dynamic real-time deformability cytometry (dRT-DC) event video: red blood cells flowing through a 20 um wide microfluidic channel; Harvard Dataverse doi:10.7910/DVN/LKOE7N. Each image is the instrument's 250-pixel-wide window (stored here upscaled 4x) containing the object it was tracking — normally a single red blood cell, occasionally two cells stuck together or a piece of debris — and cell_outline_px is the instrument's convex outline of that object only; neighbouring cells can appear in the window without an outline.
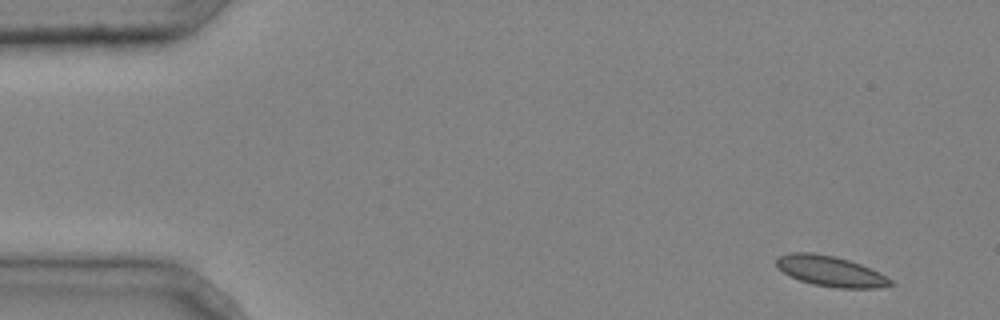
{"species": "common noctule bat (a hibernating species)", "species_latin": "Nyctalus noctula", "temperature_condition": "cold", "stored_images_in_passage": 4, "camera_frame_rate_fps": 3000, "um_per_image_px": 0.085, "animal": {"sex": "male", "body_mass_g": 20.4}, "frame": {"image": 1, "passage_image": 1, "time_ms": 0.0, "image_size_px": [1000, 320], "cell_outline_px": [[896, 284], [880, 288], [836, 288], [812, 284], [800, 280], [784, 272], [776, 264], [776, 260], [780, 256], [792, 252], [812, 252], [832, 256], [848, 260], [860, 264], [880, 272], [892, 280]], "centroid_in_image_um": [70.65, 23.06], "position_along_channel_um": 14.3, "area_um2": 20.11}}
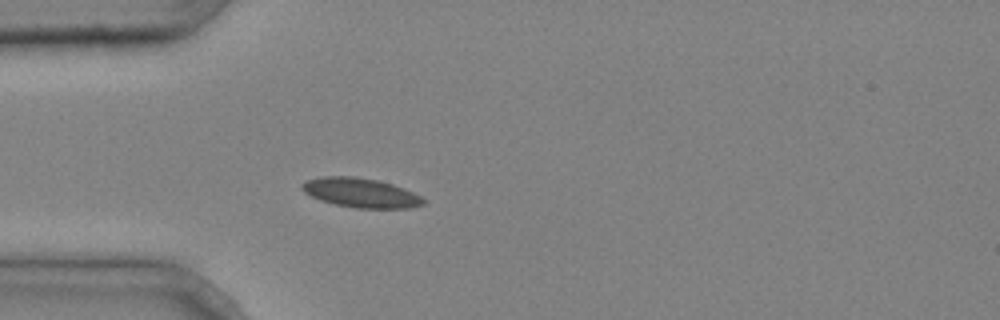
{"frame": {"image": 2, "passage_image": 4, "time_ms": 1.0, "image_size_px": [1000, 320], "cell_outline_px": [[424, 204], [408, 208], [356, 208], [336, 204], [320, 200], [304, 192], [300, 188], [300, 184], [304, 180], [324, 176], [352, 176], [376, 180], [392, 184], [404, 188], [420, 196], [424, 200]], "centroid_in_image_um": [30.62, 16.38], "position_along_channel_um": 54.4, "area_um2": 20.69}}